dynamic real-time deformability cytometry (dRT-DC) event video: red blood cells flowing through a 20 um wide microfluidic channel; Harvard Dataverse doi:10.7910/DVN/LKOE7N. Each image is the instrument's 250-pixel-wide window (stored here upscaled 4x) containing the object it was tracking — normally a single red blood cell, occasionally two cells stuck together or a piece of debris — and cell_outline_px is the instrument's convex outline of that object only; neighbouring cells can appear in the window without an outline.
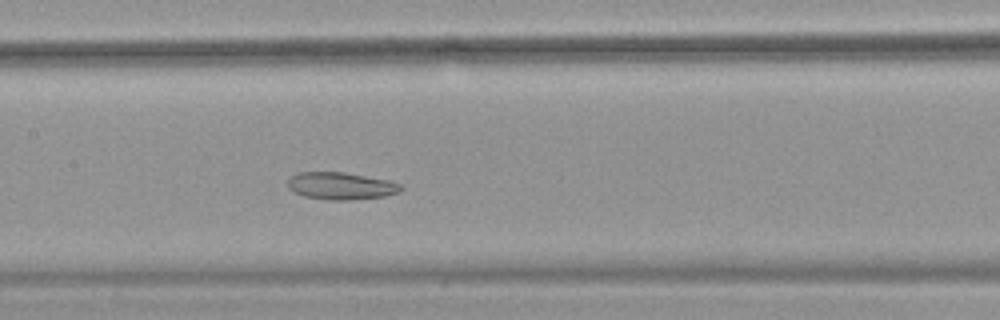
{"species": "common noctule bat (a hibernating species)", "species_latin": "Nyctalus noctula", "temperature_condition": "warm", "stored_images_in_passage": 51, "camera_frame_rate_fps": 3000, "um_per_image_px": 0.085, "animal": {"sex": "female", "body_mass_g": 18.4}, "frame": {"image": 1, "passage_image": 24, "time_ms": 7.667, "image_size_px": [1000, 320], "cell_outline_px": [[404, 188], [400, 192], [384, 196], [348, 200], [332, 200], [304, 196], [292, 192], [288, 188], [288, 180], [292, 176], [300, 172], [344, 172], [388, 180], [400, 184]], "centroid_in_image_um": [28.98, 15.8], "position_along_channel_um": 178.4, "area_um2": 17.92}}
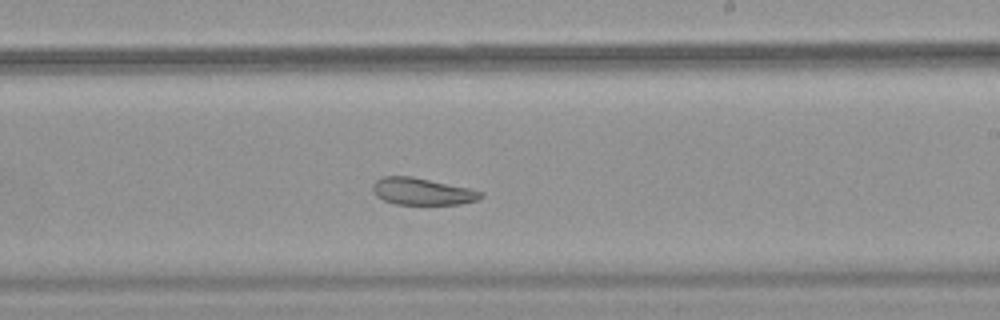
{"frame": {"image": 2, "passage_image": 30, "time_ms": 9.667, "image_size_px": [1000, 320], "cell_outline_px": [[484, 196], [476, 200], [460, 204], [396, 204], [384, 200], [376, 196], [372, 192], [372, 184], [376, 180], [384, 176], [412, 176], [468, 188], [484, 192]], "centroid_in_image_um": [35.86, 16.27], "position_along_channel_um": 253.1, "area_um2": 16.94}}
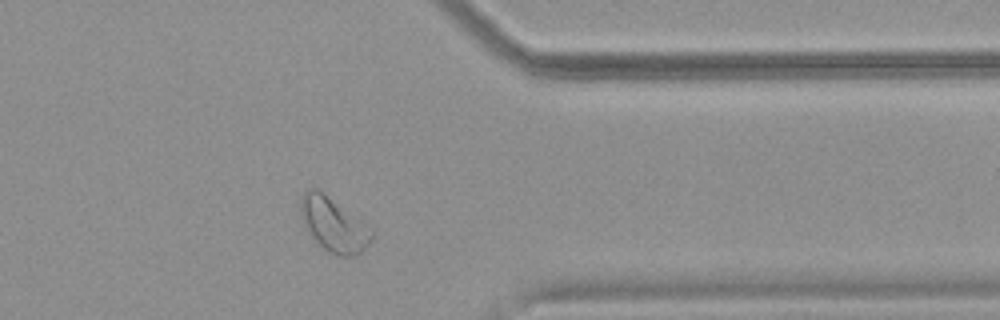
{"frame": {"image": 3, "passage_image": 41, "time_ms": 13.333, "image_size_px": [1000, 320], "cell_outline_px": [[376, 236], [360, 252], [352, 256], [336, 256], [328, 252], [312, 236], [304, 224], [300, 216], [300, 200], [304, 192], [308, 188], [316, 188], [376, 232]], "centroid_in_image_um": [28.36, 19.11], "position_along_channel_um": 383.0, "area_um2": 21.96}, "authors_computed_cell_mechanics": {"area_um2": 23.7558, "velocity_mm_per_s": 3.7524, "shape_relaxation_time_tau1_ms": null, "shape_relaxation_time_tau2_ms": 3.5613, "deformation_change_tau1": null, "deformation_change_tau2": 0.0965}}